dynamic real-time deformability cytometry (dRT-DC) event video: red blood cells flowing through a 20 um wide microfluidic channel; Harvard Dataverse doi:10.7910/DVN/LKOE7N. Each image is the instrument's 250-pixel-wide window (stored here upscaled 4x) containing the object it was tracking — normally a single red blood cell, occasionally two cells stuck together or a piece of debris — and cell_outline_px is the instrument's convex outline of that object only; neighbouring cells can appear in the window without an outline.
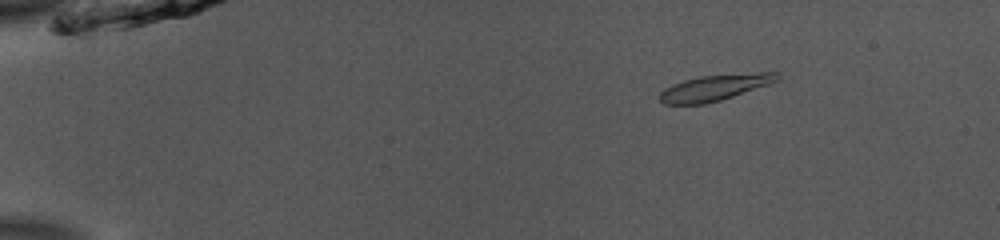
{"species": "common noctule bat (a hibernating species)", "species_latin": "Nyctalus noctula", "temperature_condition": "room temperature", "stored_images_in_passage": 53, "camera_frame_rate_fps": 3000, "um_per_image_px": 0.085, "animal": {"sex": "male", "body_mass_g": 13.0, "forearm_length_mm": 53.1}, "frame": {"image": 1, "passage_image": 9, "time_ms": 2.667, "image_size_px": [1000, 240], "cell_outline_px": [[780, 80], [720, 100], [704, 104], [664, 104], [656, 96], [664, 88], [672, 84], [684, 80], [700, 76], [760, 72], [780, 72]], "centroid_in_image_um": [60.73, 7.44], "position_along_channel_um": 24.3, "area_um2": 17.74}}
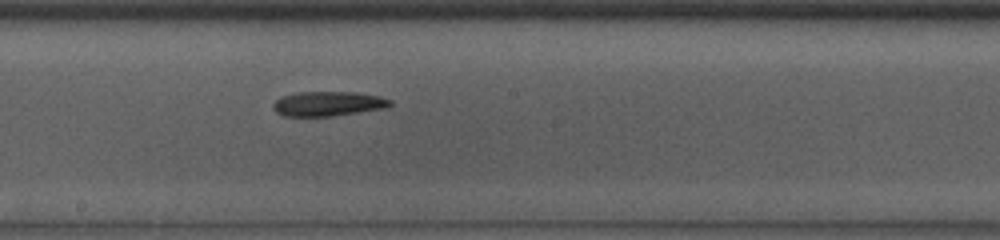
{"frame": {"image": 2, "passage_image": 31, "time_ms": 10.0, "image_size_px": [1000, 240], "cell_outline_px": [[392, 104], [384, 108], [332, 116], [284, 116], [276, 112], [272, 108], [272, 104], [280, 96], [296, 92], [356, 92], [380, 96], [392, 100]], "centroid_in_image_um": [27.85, 8.81], "position_along_channel_um": 220.4, "area_um2": 16.88}}
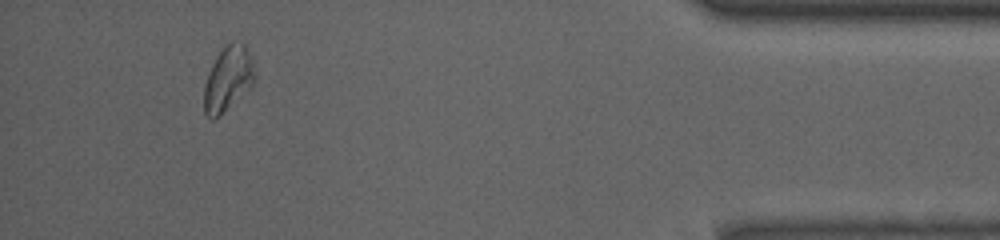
{"frame": {"image": 3, "passage_image": 50, "time_ms": 16.333, "image_size_px": [1000, 240], "cell_outline_px": [[256, 80], [216, 120], [212, 120], [204, 112], [204, 84], [208, 72], [216, 56], [224, 44], [232, 40], [244, 44], [252, 60]], "centroid_in_image_um": [19.35, 6.68], "position_along_channel_um": 415.8, "area_um2": 19.13}}